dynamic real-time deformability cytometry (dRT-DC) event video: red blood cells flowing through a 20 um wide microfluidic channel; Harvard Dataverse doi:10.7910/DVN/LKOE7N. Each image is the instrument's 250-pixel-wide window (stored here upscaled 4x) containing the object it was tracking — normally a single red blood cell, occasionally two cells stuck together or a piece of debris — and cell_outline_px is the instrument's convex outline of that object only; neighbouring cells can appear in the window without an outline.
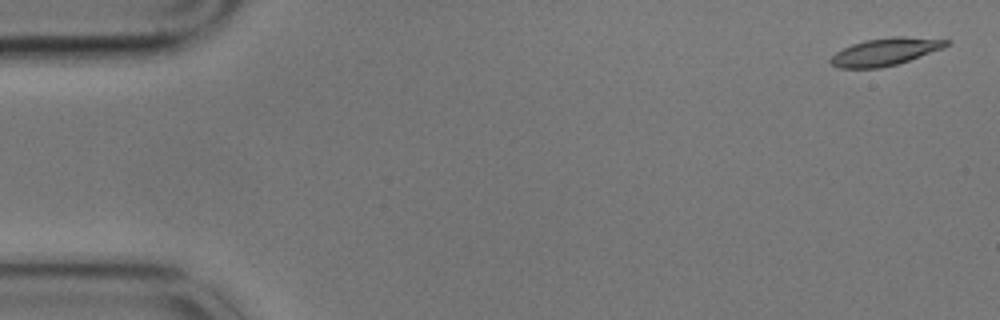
{"species": "common noctule bat (a hibernating species)", "species_latin": "Nyctalus noctula", "temperature_condition": "cold", "stored_images_in_passage": 10, "camera_frame_rate_fps": 3000, "um_per_image_px": 0.085, "animal": {"sex": "male", "body_mass_g": 17.9}, "frame": {"image": 1, "passage_image": 2, "time_ms": 0.333, "image_size_px": [1000, 320], "cell_outline_px": [[952, 40], [944, 48], [896, 64], [880, 68], [840, 68], [832, 64], [828, 60], [836, 52], [852, 44], [864, 40], [896, 36], [904, 36]], "centroid_in_image_um": [75.25, 4.39], "position_along_channel_um": 9.8, "area_um2": 18.38}}